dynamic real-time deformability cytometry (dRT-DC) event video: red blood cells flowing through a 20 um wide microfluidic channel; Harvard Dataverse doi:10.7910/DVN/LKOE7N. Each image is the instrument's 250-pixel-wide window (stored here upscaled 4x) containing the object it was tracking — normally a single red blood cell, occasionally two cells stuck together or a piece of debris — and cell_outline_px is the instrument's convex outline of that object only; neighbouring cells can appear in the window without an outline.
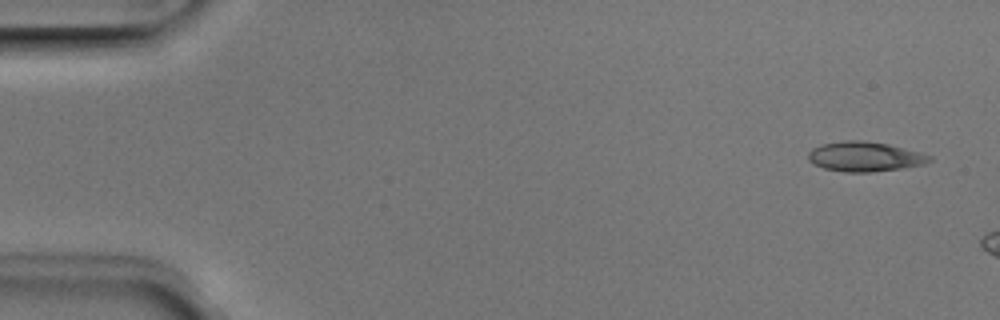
{"species": "Egyptian fruit bat (a non-hibernating species)", "species_latin": "Rousettus aegyptiacus", "temperature_condition": "room temperature", "stored_images_in_passage": 5, "camera_frame_rate_fps": 3000, "um_per_image_px": 0.085, "animal": {"sex": "male"}, "frame": {"image": 1, "passage_image": 1, "time_ms": 0.0, "image_size_px": [1000, 320], "cell_outline_px": [[932, 160], [924, 164], [900, 168], [872, 172], [844, 172], [824, 168], [812, 164], [808, 160], [808, 152], [812, 148], [820, 144], [844, 140], [860, 140], [888, 144], [920, 152], [932, 156]], "centroid_in_image_um": [73.47, 13.31], "position_along_channel_um": 11.5, "area_um2": 21.1}}